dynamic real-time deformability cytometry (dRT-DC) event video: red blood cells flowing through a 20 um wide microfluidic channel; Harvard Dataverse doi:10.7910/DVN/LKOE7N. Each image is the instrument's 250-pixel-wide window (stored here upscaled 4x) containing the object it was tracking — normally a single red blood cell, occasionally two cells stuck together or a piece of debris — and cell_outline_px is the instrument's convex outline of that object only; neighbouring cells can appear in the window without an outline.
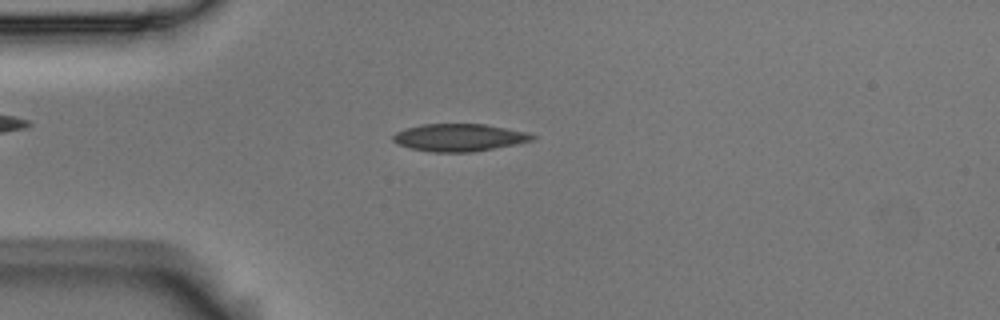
{"species": "Egyptian fruit bat (a non-hibernating species)", "species_latin": "Rousettus aegyptiacus", "temperature_condition": "room temperature", "stored_images_in_passage": 5, "camera_frame_rate_fps": 3000, "um_per_image_px": 0.085, "animal": {"sex": "male"}, "frame": {"image": 1, "passage_image": 3, "time_ms": 0.667, "image_size_px": [1000, 320], "cell_outline_px": [[536, 136], [532, 140], [516, 144], [472, 152], [432, 152], [412, 148], [400, 144], [392, 140], [392, 136], [396, 132], [420, 124], [488, 124], [532, 132]], "centroid_in_image_um": [39.1, 11.67], "position_along_channel_um": 45.9, "area_um2": 22.37}}
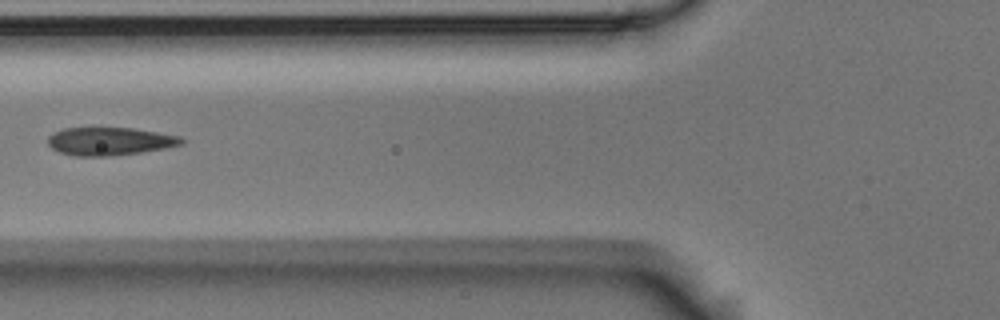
{"frame": {"image": 2, "passage_image": 5, "time_ms": 1.333, "image_size_px": [1000, 320], "cell_outline_px": [[188, 140], [184, 144], [168, 148], [140, 152], [108, 156], [72, 156], [60, 152], [52, 148], [48, 144], [48, 136], [52, 132], [64, 128], [92, 124], [96, 124], [132, 128], [180, 136]], "centroid_in_image_um": [9.3, 11.95], "position_along_channel_um": 116.5, "area_um2": 23.0}}